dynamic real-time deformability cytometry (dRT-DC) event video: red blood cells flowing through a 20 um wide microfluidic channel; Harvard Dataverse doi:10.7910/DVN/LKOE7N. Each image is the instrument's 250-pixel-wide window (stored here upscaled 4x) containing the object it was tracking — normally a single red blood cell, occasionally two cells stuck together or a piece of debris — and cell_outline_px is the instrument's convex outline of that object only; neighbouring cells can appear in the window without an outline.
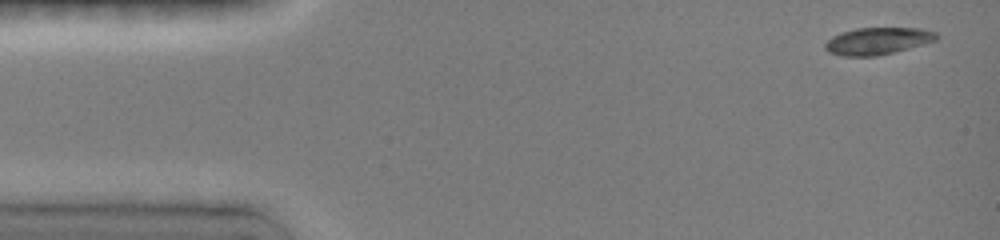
{"species": "common noctule bat (a hibernating species)", "species_latin": "Nyctalus noctula", "temperature_condition": "room temperature", "stored_images_in_passage": 9, "camera_frame_rate_fps": 3000, "um_per_image_px": 0.085, "animal": {"sex": "female", "body_mass_g": 19.0, "forearm_length_mm": 51.5}, "frame": {"image": 1, "passage_image": 1, "time_ms": 0.0, "image_size_px": [1000, 240], "cell_outline_px": [[940, 36], [936, 40], [908, 48], [876, 56], [840, 56], [828, 52], [824, 48], [824, 44], [832, 36], [856, 28], [920, 28], [936, 32]], "centroid_in_image_um": [74.58, 3.48], "position_along_channel_um": 10.4, "area_um2": 17.46}}
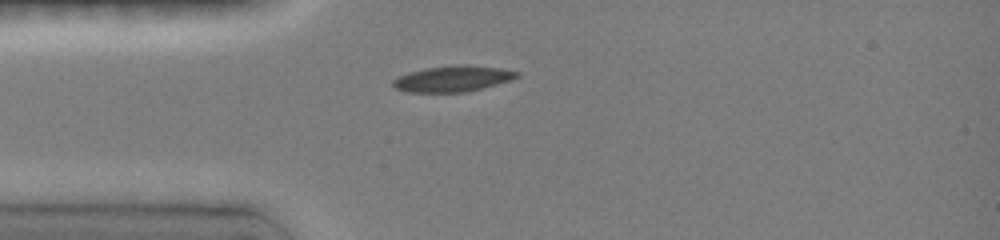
{"frame": {"image": 2, "passage_image": 4, "time_ms": 3.333, "image_size_px": [1000, 240], "cell_outline_px": [[520, 76], [508, 80], [480, 88], [464, 92], [408, 92], [396, 88], [392, 84], [392, 80], [400, 76], [412, 72], [428, 68], [500, 68], [520, 72]], "centroid_in_image_um": [38.43, 6.75], "position_along_channel_um": 46.6, "area_um2": 17.17}}
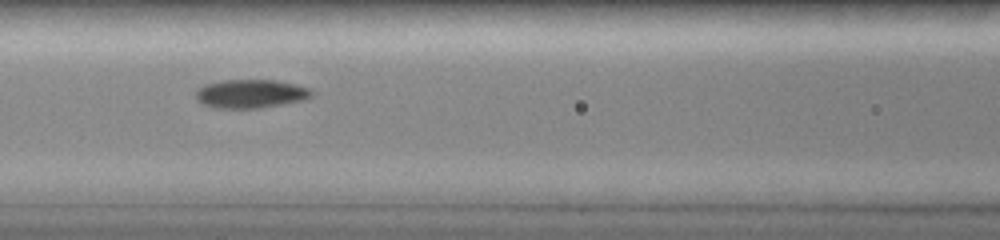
{"frame": {"image": 3, "passage_image": 7, "time_ms": 6.0, "image_size_px": [1000, 240], "cell_outline_px": [[312, 96], [300, 100], [260, 108], [216, 108], [204, 104], [196, 96], [196, 92], [200, 88], [208, 84], [224, 80], [276, 80], [308, 88], [312, 92]], "centroid_in_image_um": [21.3, 7.97], "position_along_channel_um": 145.3, "area_um2": 18.73}}